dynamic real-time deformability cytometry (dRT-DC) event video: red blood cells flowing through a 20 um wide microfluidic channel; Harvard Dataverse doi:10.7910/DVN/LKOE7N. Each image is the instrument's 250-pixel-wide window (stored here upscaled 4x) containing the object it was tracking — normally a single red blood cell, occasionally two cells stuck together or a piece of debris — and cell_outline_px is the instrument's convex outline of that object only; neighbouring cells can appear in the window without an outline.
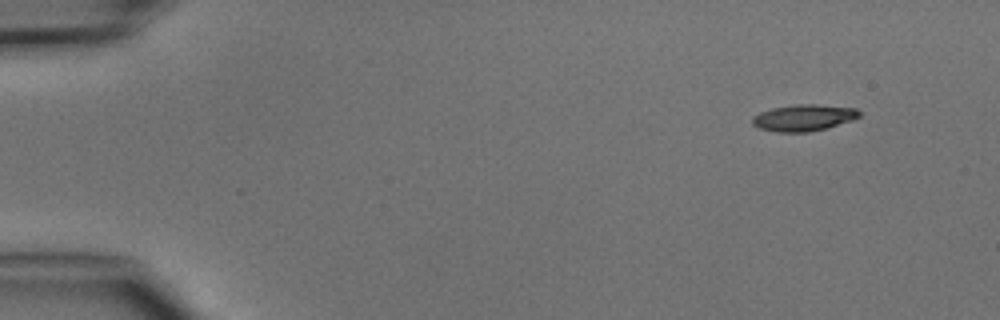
{"species": "common noctule bat (a hibernating species)", "species_latin": "Nyctalus noctula", "temperature_condition": "cold", "stored_images_in_passage": 3, "camera_frame_rate_fps": 3000, "um_per_image_px": 0.085, "animal": {"sex": "male", "body_mass_g": 15.6}, "frame": {"image": 1, "passage_image": 1, "time_ms": 0.0, "image_size_px": [1000, 320], "cell_outline_px": [[860, 116], [852, 120], [828, 128], [808, 132], [776, 132], [760, 128], [752, 124], [752, 116], [760, 112], [772, 108], [796, 104], [816, 104], [856, 108], [860, 112]], "centroid_in_image_um": [68.31, 10.0], "position_along_channel_um": 16.7, "area_um2": 16.59}}
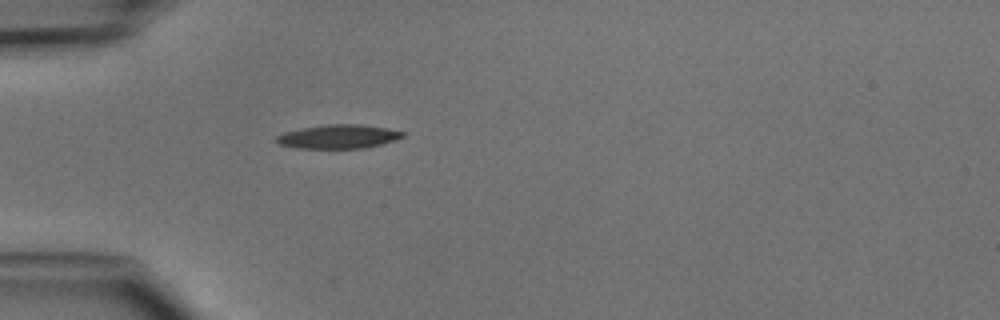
{"frame": {"image": 2, "passage_image": 3, "time_ms": 3.333, "image_size_px": [1000, 320], "cell_outline_px": [[404, 136], [396, 140], [364, 148], [296, 148], [280, 144], [276, 140], [276, 136], [284, 132], [300, 128], [328, 124], [360, 124], [388, 128], [404, 132]], "centroid_in_image_um": [28.77, 11.6], "position_along_channel_um": 56.2, "area_um2": 17.51}}